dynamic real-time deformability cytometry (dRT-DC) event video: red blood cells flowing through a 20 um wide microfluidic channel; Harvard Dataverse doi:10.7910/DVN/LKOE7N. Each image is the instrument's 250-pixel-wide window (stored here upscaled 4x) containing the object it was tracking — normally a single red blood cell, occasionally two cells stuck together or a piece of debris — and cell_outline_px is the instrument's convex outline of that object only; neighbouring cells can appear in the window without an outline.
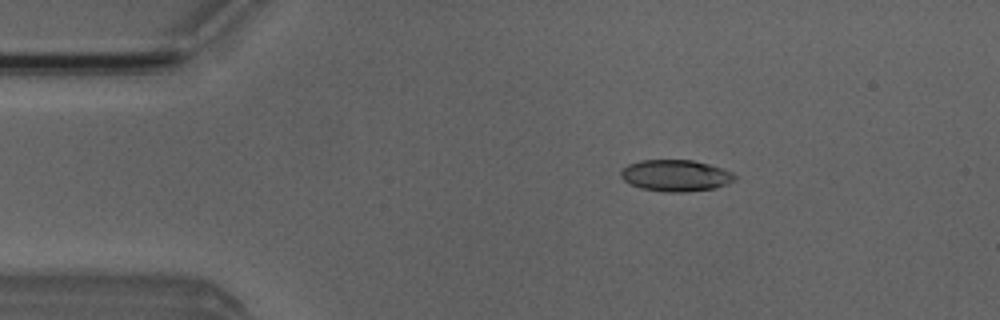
{"species": "Egyptian fruit bat (a non-hibernating species)", "species_latin": "Rousettus aegyptiacus", "temperature_condition": "room temperature", "stored_images_in_passage": 4, "camera_frame_rate_fps": 3000, "um_per_image_px": 0.085, "animal": {"sex": "male"}, "frame": {"image": 1, "passage_image": 3, "time_ms": 2.333, "image_size_px": [1000, 320], "cell_outline_px": [[736, 180], [728, 184], [716, 188], [688, 192], [664, 192], [640, 188], [628, 184], [620, 176], [620, 172], [628, 164], [640, 160], [692, 160], [708, 164], [732, 172], [736, 176]], "centroid_in_image_um": [57.42, 14.93], "position_along_channel_um": 27.6, "area_um2": 21.1}}